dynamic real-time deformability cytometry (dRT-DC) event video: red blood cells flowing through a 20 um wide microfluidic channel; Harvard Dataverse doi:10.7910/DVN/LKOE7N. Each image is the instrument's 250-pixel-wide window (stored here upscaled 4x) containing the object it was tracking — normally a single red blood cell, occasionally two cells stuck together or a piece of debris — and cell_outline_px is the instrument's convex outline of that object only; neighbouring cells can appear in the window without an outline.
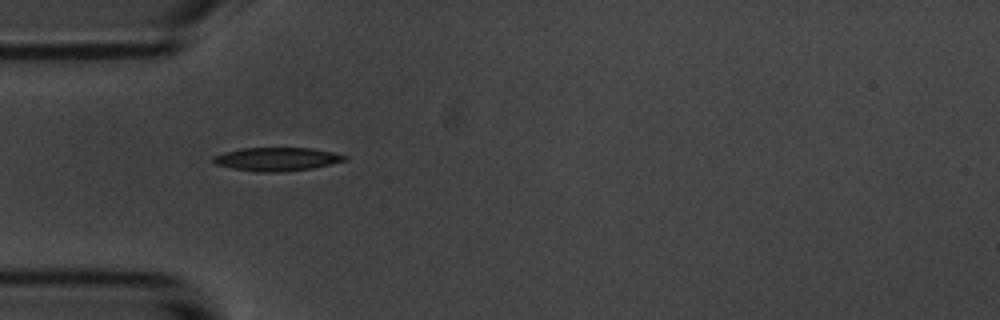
{"species": "common noctule bat (a hibernating species)", "species_latin": "Nyctalus noctula", "temperature_condition": "room temperature", "stored_images_in_passage": 40, "camera_frame_rate_fps": 3000, "um_per_image_px": 0.085, "animal": {"sex": "male", "body_mass_g": 20.1, "forearm_length_mm": 53.5}, "frame": {"image": 1, "passage_image": 1, "time_ms": 0.0, "image_size_px": [1000, 320], "cell_outline_px": [[348, 156], [344, 160], [312, 168], [280, 172], [256, 172], [232, 168], [216, 164], [212, 160], [212, 156], [224, 152], [240, 148], [312, 148], [332, 152]], "centroid_in_image_um": [23.47, 13.52], "position_along_channel_um": 61.5, "area_um2": 17.8}}
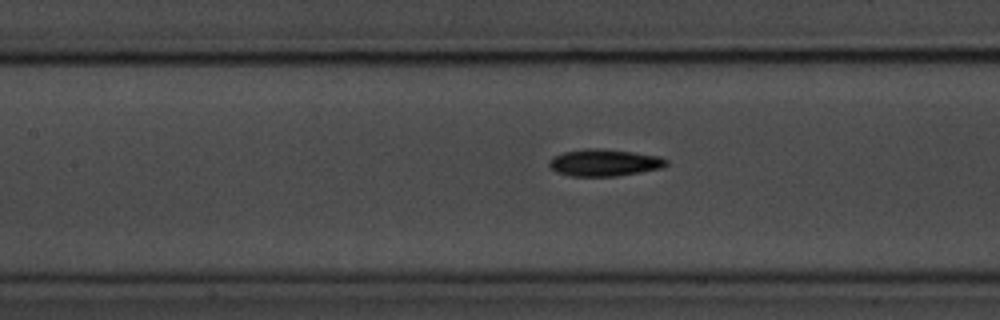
{"frame": {"image": 2, "passage_image": 9, "time_ms": 2.667, "image_size_px": [1000, 320], "cell_outline_px": [[668, 164], [664, 168], [616, 176], [572, 176], [556, 172], [548, 164], [548, 160], [552, 156], [564, 152], [588, 148], [604, 148], [660, 156], [668, 160]], "centroid_in_image_um": [51.38, 13.82], "position_along_channel_um": 156.0, "area_um2": 18.55}}
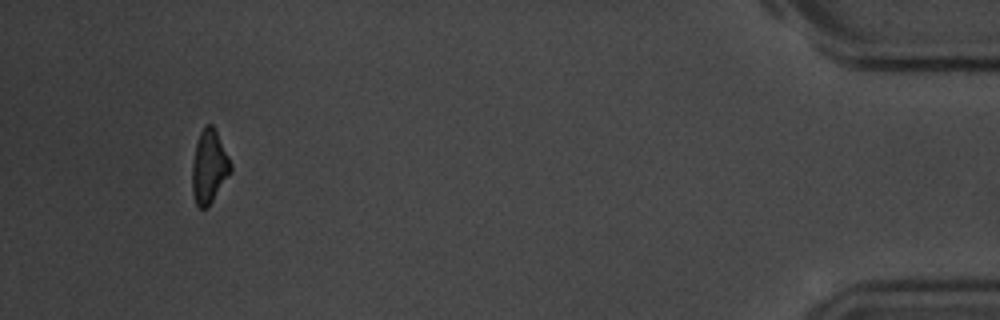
{"frame": {"image": 3, "passage_image": 37, "time_ms": 12.0, "image_size_px": [1000, 320], "cell_outline_px": [[232, 172], [208, 208], [200, 208], [196, 204], [192, 192], [192, 160], [196, 144], [200, 132], [204, 124], [212, 124], [216, 128], [232, 164]], "centroid_in_image_um": [17.79, 14.16], "position_along_channel_um": 417.4, "area_um2": 16.88}, "authors_computed_cell_mechanics": {"area_um2": 17.5712, "velocity_mm_per_s": 3.5689, "shape_relaxation_time_tau1_ms": 3.6623, "shape_relaxation_time_tau2_ms": null, "deformation_change_tau1": 0.123, "deformation_change_tau2": null}}